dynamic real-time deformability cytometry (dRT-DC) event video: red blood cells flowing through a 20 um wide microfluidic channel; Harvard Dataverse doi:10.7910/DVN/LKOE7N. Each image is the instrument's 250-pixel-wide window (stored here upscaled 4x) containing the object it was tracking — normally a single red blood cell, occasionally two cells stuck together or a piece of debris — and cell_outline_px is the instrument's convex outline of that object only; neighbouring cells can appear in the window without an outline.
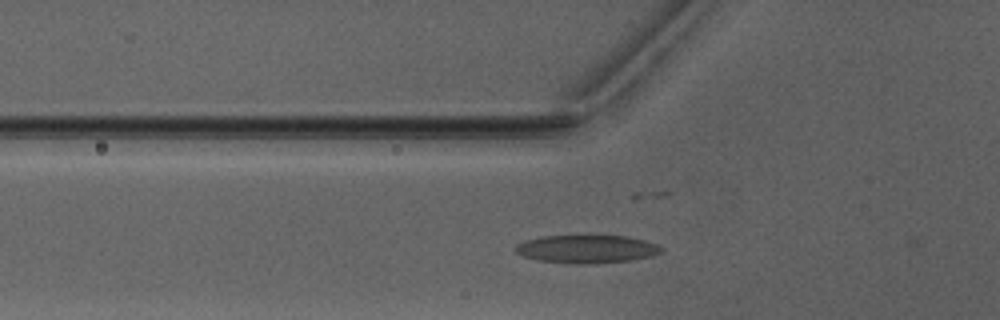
{"species": "Egyptian fruit bat (a non-hibernating species)", "species_latin": "Rousettus aegyptiacus", "temperature_condition": "warm", "stored_images_in_passage": 25, "camera_frame_rate_fps": 3000, "um_per_image_px": 0.085, "animal": {"sex": "male"}, "frame": {"image": 1, "passage_image": 2, "time_ms": 0.333, "image_size_px": [1000, 320], "cell_outline_px": [[664, 248], [660, 252], [652, 256], [632, 260], [592, 264], [576, 264], [536, 260], [524, 256], [516, 252], [516, 244], [524, 240], [540, 236], [628, 236], [660, 244]], "centroid_in_image_um": [49.9, 21.17], "position_along_channel_um": 75.9, "area_um2": 24.04}}
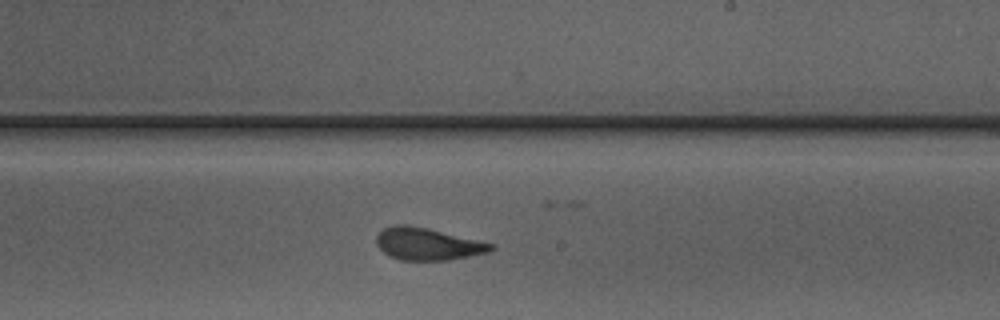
{"frame": {"image": 2, "passage_image": 15, "time_ms": 4.667, "image_size_px": [1000, 320], "cell_outline_px": [[496, 248], [488, 252], [448, 260], [400, 260], [388, 256], [376, 244], [376, 236], [384, 228], [392, 224], [404, 224], [428, 228], [492, 244]], "centroid_in_image_um": [36.29, 20.73], "position_along_channel_um": 252.7, "area_um2": 21.33}}
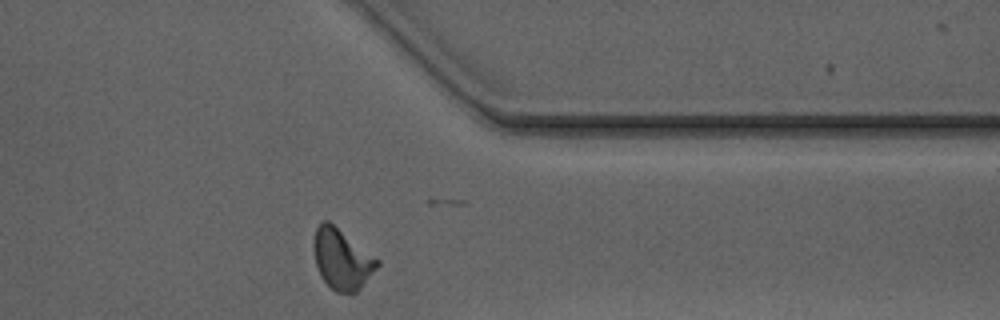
{"frame": {"image": 3, "passage_image": 25, "time_ms": 8.0, "image_size_px": [1000, 320], "cell_outline_px": [[380, 264], [360, 288], [356, 292], [336, 292], [320, 276], [316, 264], [312, 244], [316, 228], [320, 220], [328, 220], [380, 260]], "centroid_in_image_um": [29.04, 21.99], "position_along_channel_um": 382.4, "area_um2": 22.25}, "authors_computed_cell_mechanics": {"area_um2": 21.6172, "velocity_mm_per_s": 4.0722, "shape_relaxation_time_tau1_ms": 6.8534, "shape_relaxation_time_tau2_ms": 1.3161, "deformation_change_tau1": 0.2138, "deformation_change_tau2": 0.0865}}